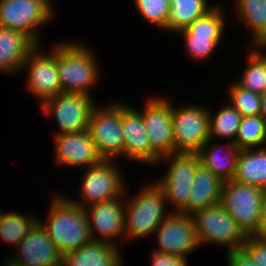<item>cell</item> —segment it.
<instances>
[{"mask_svg": "<svg viewBox=\"0 0 266 266\" xmlns=\"http://www.w3.org/2000/svg\"><path fill=\"white\" fill-rule=\"evenodd\" d=\"M80 41L57 43V68L61 92L94 96L91 90L101 76L94 50ZM100 68V69H99Z\"/></svg>", "mask_w": 266, "mask_h": 266, "instance_id": "6da1fadb", "label": "cell"}, {"mask_svg": "<svg viewBox=\"0 0 266 266\" xmlns=\"http://www.w3.org/2000/svg\"><path fill=\"white\" fill-rule=\"evenodd\" d=\"M51 208L46 222L41 220L47 229L49 238L64 256L78 250L92 240L85 208L74 204L69 198L53 195Z\"/></svg>", "mask_w": 266, "mask_h": 266, "instance_id": "7a4b0ae2", "label": "cell"}, {"mask_svg": "<svg viewBox=\"0 0 266 266\" xmlns=\"http://www.w3.org/2000/svg\"><path fill=\"white\" fill-rule=\"evenodd\" d=\"M154 182L144 185L132 197L128 198L125 195L127 199H125L124 241L128 238L136 240L154 235L155 230L170 213L168 209L166 210L164 190Z\"/></svg>", "mask_w": 266, "mask_h": 266, "instance_id": "3957f363", "label": "cell"}, {"mask_svg": "<svg viewBox=\"0 0 266 266\" xmlns=\"http://www.w3.org/2000/svg\"><path fill=\"white\" fill-rule=\"evenodd\" d=\"M199 246L222 245L226 253L242 250L247 235L227 213L221 203L195 211L192 214Z\"/></svg>", "mask_w": 266, "mask_h": 266, "instance_id": "277c9868", "label": "cell"}, {"mask_svg": "<svg viewBox=\"0 0 266 266\" xmlns=\"http://www.w3.org/2000/svg\"><path fill=\"white\" fill-rule=\"evenodd\" d=\"M219 3L206 15L194 20L186 29L176 34L184 39V49L193 61L208 60L220 46L225 32L226 18ZM182 35V36H181Z\"/></svg>", "mask_w": 266, "mask_h": 266, "instance_id": "5b68a950", "label": "cell"}, {"mask_svg": "<svg viewBox=\"0 0 266 266\" xmlns=\"http://www.w3.org/2000/svg\"><path fill=\"white\" fill-rule=\"evenodd\" d=\"M51 0H0V27L27 35L41 45V27L53 19L55 9Z\"/></svg>", "mask_w": 266, "mask_h": 266, "instance_id": "8992f818", "label": "cell"}, {"mask_svg": "<svg viewBox=\"0 0 266 266\" xmlns=\"http://www.w3.org/2000/svg\"><path fill=\"white\" fill-rule=\"evenodd\" d=\"M113 159H102L84 171L79 188L81 199H69L76 205L86 208L92 204L122 197L126 193V181L121 169Z\"/></svg>", "mask_w": 266, "mask_h": 266, "instance_id": "52a82bcc", "label": "cell"}, {"mask_svg": "<svg viewBox=\"0 0 266 266\" xmlns=\"http://www.w3.org/2000/svg\"><path fill=\"white\" fill-rule=\"evenodd\" d=\"M162 161H170V164L165 175L155 182L164 190L167 205H174L169 211L182 212L189 203L194 175L200 165L199 156L188 153L166 155L159 159L157 166L164 163Z\"/></svg>", "mask_w": 266, "mask_h": 266, "instance_id": "ba28073f", "label": "cell"}, {"mask_svg": "<svg viewBox=\"0 0 266 266\" xmlns=\"http://www.w3.org/2000/svg\"><path fill=\"white\" fill-rule=\"evenodd\" d=\"M172 103L174 154H196L209 140L208 107Z\"/></svg>", "mask_w": 266, "mask_h": 266, "instance_id": "9c48e42d", "label": "cell"}, {"mask_svg": "<svg viewBox=\"0 0 266 266\" xmlns=\"http://www.w3.org/2000/svg\"><path fill=\"white\" fill-rule=\"evenodd\" d=\"M98 103L93 97L61 92L45 100L39 107L49 119L54 118L59 126L55 135L87 130L91 113Z\"/></svg>", "mask_w": 266, "mask_h": 266, "instance_id": "30bf717a", "label": "cell"}, {"mask_svg": "<svg viewBox=\"0 0 266 266\" xmlns=\"http://www.w3.org/2000/svg\"><path fill=\"white\" fill-rule=\"evenodd\" d=\"M87 131L102 159L122 156V102L96 105L91 113Z\"/></svg>", "mask_w": 266, "mask_h": 266, "instance_id": "8fae6325", "label": "cell"}, {"mask_svg": "<svg viewBox=\"0 0 266 266\" xmlns=\"http://www.w3.org/2000/svg\"><path fill=\"white\" fill-rule=\"evenodd\" d=\"M263 191L233 180L223 183L221 204L247 236L257 234Z\"/></svg>", "mask_w": 266, "mask_h": 266, "instance_id": "7c38bea8", "label": "cell"}, {"mask_svg": "<svg viewBox=\"0 0 266 266\" xmlns=\"http://www.w3.org/2000/svg\"><path fill=\"white\" fill-rule=\"evenodd\" d=\"M41 48L42 46L37 45L29 53L21 68V71L27 73V91L34 94L35 97L37 96L40 105L45 100L61 93L57 68V43L51 50H48L49 52L44 53Z\"/></svg>", "mask_w": 266, "mask_h": 266, "instance_id": "4fadbf2b", "label": "cell"}, {"mask_svg": "<svg viewBox=\"0 0 266 266\" xmlns=\"http://www.w3.org/2000/svg\"><path fill=\"white\" fill-rule=\"evenodd\" d=\"M147 99L142 108V120L150 146L160 157L174 154L172 101L165 95H152Z\"/></svg>", "mask_w": 266, "mask_h": 266, "instance_id": "5bb4252c", "label": "cell"}, {"mask_svg": "<svg viewBox=\"0 0 266 266\" xmlns=\"http://www.w3.org/2000/svg\"><path fill=\"white\" fill-rule=\"evenodd\" d=\"M154 234L160 253L188 257L200 247L191 214L170 212Z\"/></svg>", "mask_w": 266, "mask_h": 266, "instance_id": "9a60e30c", "label": "cell"}, {"mask_svg": "<svg viewBox=\"0 0 266 266\" xmlns=\"http://www.w3.org/2000/svg\"><path fill=\"white\" fill-rule=\"evenodd\" d=\"M144 129L142 109L122 102V156L129 161L157 166L161 157L151 148Z\"/></svg>", "mask_w": 266, "mask_h": 266, "instance_id": "2e32d148", "label": "cell"}, {"mask_svg": "<svg viewBox=\"0 0 266 266\" xmlns=\"http://www.w3.org/2000/svg\"><path fill=\"white\" fill-rule=\"evenodd\" d=\"M125 199V195H123L85 208L93 240L119 246L117 239L119 237L125 238ZM99 236L102 237L99 238Z\"/></svg>", "mask_w": 266, "mask_h": 266, "instance_id": "e0dca14e", "label": "cell"}, {"mask_svg": "<svg viewBox=\"0 0 266 266\" xmlns=\"http://www.w3.org/2000/svg\"><path fill=\"white\" fill-rule=\"evenodd\" d=\"M53 137L54 158L58 165L66 168H88L102 160L87 130L62 133Z\"/></svg>", "mask_w": 266, "mask_h": 266, "instance_id": "ac0fdd59", "label": "cell"}, {"mask_svg": "<svg viewBox=\"0 0 266 266\" xmlns=\"http://www.w3.org/2000/svg\"><path fill=\"white\" fill-rule=\"evenodd\" d=\"M39 219L11 254L27 266H62L63 255Z\"/></svg>", "mask_w": 266, "mask_h": 266, "instance_id": "d6986e66", "label": "cell"}, {"mask_svg": "<svg viewBox=\"0 0 266 266\" xmlns=\"http://www.w3.org/2000/svg\"><path fill=\"white\" fill-rule=\"evenodd\" d=\"M216 143L215 140L209 139L196 154L205 169L210 170L223 182H227L232 180L236 172L241 149L229 141L219 145Z\"/></svg>", "mask_w": 266, "mask_h": 266, "instance_id": "ffe728a7", "label": "cell"}, {"mask_svg": "<svg viewBox=\"0 0 266 266\" xmlns=\"http://www.w3.org/2000/svg\"><path fill=\"white\" fill-rule=\"evenodd\" d=\"M120 247L92 239L65 254L62 266H124Z\"/></svg>", "mask_w": 266, "mask_h": 266, "instance_id": "44dd1931", "label": "cell"}, {"mask_svg": "<svg viewBox=\"0 0 266 266\" xmlns=\"http://www.w3.org/2000/svg\"><path fill=\"white\" fill-rule=\"evenodd\" d=\"M37 45L24 33L0 27V72L15 74Z\"/></svg>", "mask_w": 266, "mask_h": 266, "instance_id": "7402d4cb", "label": "cell"}, {"mask_svg": "<svg viewBox=\"0 0 266 266\" xmlns=\"http://www.w3.org/2000/svg\"><path fill=\"white\" fill-rule=\"evenodd\" d=\"M223 183L200 164L194 175L188 206L182 212L192 215L195 211L221 203Z\"/></svg>", "mask_w": 266, "mask_h": 266, "instance_id": "603a6c76", "label": "cell"}, {"mask_svg": "<svg viewBox=\"0 0 266 266\" xmlns=\"http://www.w3.org/2000/svg\"><path fill=\"white\" fill-rule=\"evenodd\" d=\"M232 180L266 190V147L241 149Z\"/></svg>", "mask_w": 266, "mask_h": 266, "instance_id": "cb8c5ba5", "label": "cell"}, {"mask_svg": "<svg viewBox=\"0 0 266 266\" xmlns=\"http://www.w3.org/2000/svg\"><path fill=\"white\" fill-rule=\"evenodd\" d=\"M235 16L250 32L252 46L266 38V0H235Z\"/></svg>", "mask_w": 266, "mask_h": 266, "instance_id": "d4e9b609", "label": "cell"}, {"mask_svg": "<svg viewBox=\"0 0 266 266\" xmlns=\"http://www.w3.org/2000/svg\"><path fill=\"white\" fill-rule=\"evenodd\" d=\"M208 0H170L167 31L177 33L186 29L194 20L206 15L214 6Z\"/></svg>", "mask_w": 266, "mask_h": 266, "instance_id": "484cf974", "label": "cell"}, {"mask_svg": "<svg viewBox=\"0 0 266 266\" xmlns=\"http://www.w3.org/2000/svg\"><path fill=\"white\" fill-rule=\"evenodd\" d=\"M251 48L245 68L235 82L246 90L262 94L266 90V52L258 46Z\"/></svg>", "mask_w": 266, "mask_h": 266, "instance_id": "4316f807", "label": "cell"}, {"mask_svg": "<svg viewBox=\"0 0 266 266\" xmlns=\"http://www.w3.org/2000/svg\"><path fill=\"white\" fill-rule=\"evenodd\" d=\"M209 115V139L221 138L235 144V137L242 121V116L229 103L220 108L216 114L208 109Z\"/></svg>", "mask_w": 266, "mask_h": 266, "instance_id": "83f0119b", "label": "cell"}, {"mask_svg": "<svg viewBox=\"0 0 266 266\" xmlns=\"http://www.w3.org/2000/svg\"><path fill=\"white\" fill-rule=\"evenodd\" d=\"M31 215L24 214L23 216L19 211L2 212L0 215V239L17 247L39 220L34 214Z\"/></svg>", "mask_w": 266, "mask_h": 266, "instance_id": "f1b7e54d", "label": "cell"}, {"mask_svg": "<svg viewBox=\"0 0 266 266\" xmlns=\"http://www.w3.org/2000/svg\"><path fill=\"white\" fill-rule=\"evenodd\" d=\"M235 144L240 149L266 147V120L261 115L243 117Z\"/></svg>", "mask_w": 266, "mask_h": 266, "instance_id": "f546056e", "label": "cell"}, {"mask_svg": "<svg viewBox=\"0 0 266 266\" xmlns=\"http://www.w3.org/2000/svg\"><path fill=\"white\" fill-rule=\"evenodd\" d=\"M227 95L230 103L242 117L257 116L261 114V96L258 93L246 90L235 81L229 84Z\"/></svg>", "mask_w": 266, "mask_h": 266, "instance_id": "4dcf8cb0", "label": "cell"}, {"mask_svg": "<svg viewBox=\"0 0 266 266\" xmlns=\"http://www.w3.org/2000/svg\"><path fill=\"white\" fill-rule=\"evenodd\" d=\"M137 12L141 18L167 32V22L170 14V0H134Z\"/></svg>", "mask_w": 266, "mask_h": 266, "instance_id": "1f68e13d", "label": "cell"}, {"mask_svg": "<svg viewBox=\"0 0 266 266\" xmlns=\"http://www.w3.org/2000/svg\"><path fill=\"white\" fill-rule=\"evenodd\" d=\"M242 250L258 266H266V240L257 236H248Z\"/></svg>", "mask_w": 266, "mask_h": 266, "instance_id": "d6a6232c", "label": "cell"}, {"mask_svg": "<svg viewBox=\"0 0 266 266\" xmlns=\"http://www.w3.org/2000/svg\"><path fill=\"white\" fill-rule=\"evenodd\" d=\"M151 266H188V257L152 251Z\"/></svg>", "mask_w": 266, "mask_h": 266, "instance_id": "836d02e7", "label": "cell"}, {"mask_svg": "<svg viewBox=\"0 0 266 266\" xmlns=\"http://www.w3.org/2000/svg\"><path fill=\"white\" fill-rule=\"evenodd\" d=\"M225 257L227 266H258L243 250L226 253Z\"/></svg>", "mask_w": 266, "mask_h": 266, "instance_id": "e575fe53", "label": "cell"}, {"mask_svg": "<svg viewBox=\"0 0 266 266\" xmlns=\"http://www.w3.org/2000/svg\"><path fill=\"white\" fill-rule=\"evenodd\" d=\"M256 236L266 240V190H264L262 194L260 222Z\"/></svg>", "mask_w": 266, "mask_h": 266, "instance_id": "d590c367", "label": "cell"}, {"mask_svg": "<svg viewBox=\"0 0 266 266\" xmlns=\"http://www.w3.org/2000/svg\"><path fill=\"white\" fill-rule=\"evenodd\" d=\"M8 259H6L4 261V265L2 266H27L25 264H23L22 262L18 261L16 258H14L13 256H11V253L8 254Z\"/></svg>", "mask_w": 266, "mask_h": 266, "instance_id": "8d00e7d4", "label": "cell"}, {"mask_svg": "<svg viewBox=\"0 0 266 266\" xmlns=\"http://www.w3.org/2000/svg\"><path fill=\"white\" fill-rule=\"evenodd\" d=\"M261 96V116L266 120V90Z\"/></svg>", "mask_w": 266, "mask_h": 266, "instance_id": "74e56055", "label": "cell"}, {"mask_svg": "<svg viewBox=\"0 0 266 266\" xmlns=\"http://www.w3.org/2000/svg\"><path fill=\"white\" fill-rule=\"evenodd\" d=\"M258 47L265 49L266 51V38L258 45Z\"/></svg>", "mask_w": 266, "mask_h": 266, "instance_id": "f35d334b", "label": "cell"}]
</instances>
